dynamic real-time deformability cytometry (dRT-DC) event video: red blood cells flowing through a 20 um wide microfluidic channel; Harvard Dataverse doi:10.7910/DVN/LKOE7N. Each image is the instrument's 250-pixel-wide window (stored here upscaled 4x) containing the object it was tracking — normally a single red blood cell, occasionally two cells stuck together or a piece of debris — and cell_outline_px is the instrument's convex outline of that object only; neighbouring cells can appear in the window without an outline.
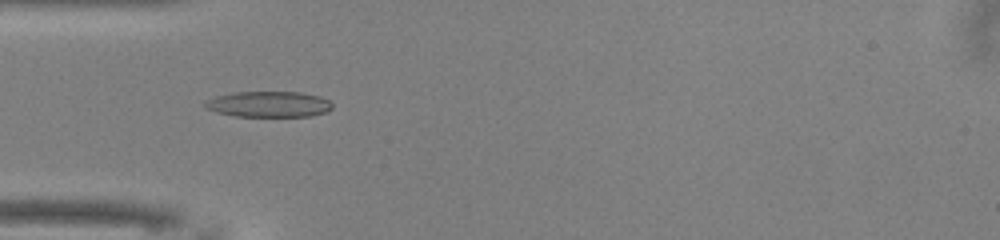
{"species": "common noctule bat (a hibernating species)", "species_latin": "Nyctalus noctula", "temperature_condition": "warm", "stored_images_in_passage": 37, "camera_frame_rate_fps": 3000, "um_per_image_px": 0.085, "animal": {"sex": "male", "body_mass_g": 13.0, "forearm_length_mm": 53.1}, "frame": {"image": 1, "passage_image": 16, "time_ms": 5.0, "image_size_px": [1000, 240], "cell_outline_px": [[332, 108], [324, 112], [312, 116], [236, 116], [220, 112], [208, 108], [204, 104], [208, 100], [216, 96], [236, 92], [300, 92], [320, 96], [328, 100], [332, 104]], "centroid_in_image_um": [22.9, 8.85], "position_along_channel_um": 62.1, "area_um2": 18.79}}
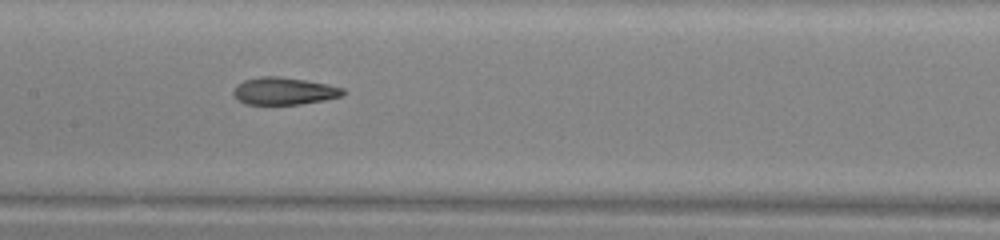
{"frame": {"image": 2, "passage_image": 25, "time_ms": 8.0, "image_size_px": [1000, 240], "cell_outline_px": [[344, 96], [324, 100], [300, 104], [244, 104], [232, 92], [236, 84], [244, 80], [260, 76], [280, 76], [328, 84], [344, 88]], "centroid_in_image_um": [24.15, 7.73], "position_along_channel_um": 183.3, "area_um2": 17.46}}
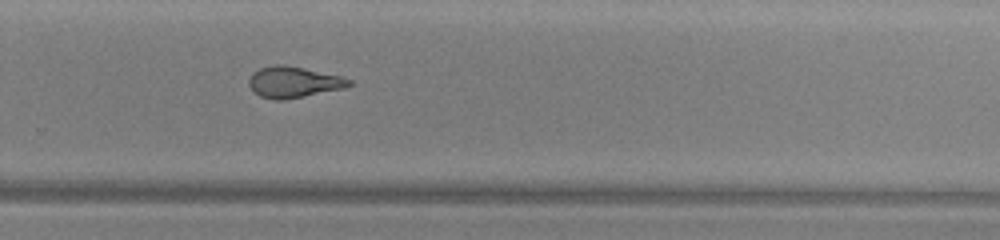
{"frame": {"image": 3, "passage_image": 34, "time_ms": 11.0, "image_size_px": [1000, 240], "cell_outline_px": [[352, 84], [344, 88], [284, 100], [276, 100], [260, 96], [252, 92], [248, 84], [248, 80], [252, 72], [260, 68], [276, 64], [284, 64], [304, 68], [340, 76], [352, 80]], "centroid_in_image_um": [24.91, 6.98], "position_along_channel_um": 304.9, "area_um2": 18.21}}